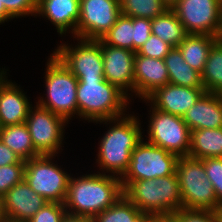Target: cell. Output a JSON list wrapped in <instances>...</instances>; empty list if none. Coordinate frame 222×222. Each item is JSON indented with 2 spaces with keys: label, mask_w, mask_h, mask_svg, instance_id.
Segmentation results:
<instances>
[{
  "label": "cell",
  "mask_w": 222,
  "mask_h": 222,
  "mask_svg": "<svg viewBox=\"0 0 222 222\" xmlns=\"http://www.w3.org/2000/svg\"><path fill=\"white\" fill-rule=\"evenodd\" d=\"M169 83V74L164 59L135 54L134 93L141 100L146 99L157 88Z\"/></svg>",
  "instance_id": "18"
},
{
  "label": "cell",
  "mask_w": 222,
  "mask_h": 222,
  "mask_svg": "<svg viewBox=\"0 0 222 222\" xmlns=\"http://www.w3.org/2000/svg\"><path fill=\"white\" fill-rule=\"evenodd\" d=\"M201 80L206 92L222 89V44L217 40L209 50Z\"/></svg>",
  "instance_id": "26"
},
{
  "label": "cell",
  "mask_w": 222,
  "mask_h": 222,
  "mask_svg": "<svg viewBox=\"0 0 222 222\" xmlns=\"http://www.w3.org/2000/svg\"><path fill=\"white\" fill-rule=\"evenodd\" d=\"M178 159V155L144 141L143 138L132 151L129 168L121 178L123 190L132 181L175 174Z\"/></svg>",
  "instance_id": "7"
},
{
  "label": "cell",
  "mask_w": 222,
  "mask_h": 222,
  "mask_svg": "<svg viewBox=\"0 0 222 222\" xmlns=\"http://www.w3.org/2000/svg\"><path fill=\"white\" fill-rule=\"evenodd\" d=\"M176 174L182 196V208L214 211L219 204L201 159L180 156Z\"/></svg>",
  "instance_id": "6"
},
{
  "label": "cell",
  "mask_w": 222,
  "mask_h": 222,
  "mask_svg": "<svg viewBox=\"0 0 222 222\" xmlns=\"http://www.w3.org/2000/svg\"><path fill=\"white\" fill-rule=\"evenodd\" d=\"M181 222H217L214 211L181 208L175 213Z\"/></svg>",
  "instance_id": "36"
},
{
  "label": "cell",
  "mask_w": 222,
  "mask_h": 222,
  "mask_svg": "<svg viewBox=\"0 0 222 222\" xmlns=\"http://www.w3.org/2000/svg\"><path fill=\"white\" fill-rule=\"evenodd\" d=\"M217 94H218V96L220 97V99L222 101V89L219 92H217Z\"/></svg>",
  "instance_id": "47"
},
{
  "label": "cell",
  "mask_w": 222,
  "mask_h": 222,
  "mask_svg": "<svg viewBox=\"0 0 222 222\" xmlns=\"http://www.w3.org/2000/svg\"><path fill=\"white\" fill-rule=\"evenodd\" d=\"M26 163L0 166V197L2 198L14 185L24 180Z\"/></svg>",
  "instance_id": "30"
},
{
  "label": "cell",
  "mask_w": 222,
  "mask_h": 222,
  "mask_svg": "<svg viewBox=\"0 0 222 222\" xmlns=\"http://www.w3.org/2000/svg\"><path fill=\"white\" fill-rule=\"evenodd\" d=\"M122 15L132 18L154 19L168 8L161 0H119Z\"/></svg>",
  "instance_id": "28"
},
{
  "label": "cell",
  "mask_w": 222,
  "mask_h": 222,
  "mask_svg": "<svg viewBox=\"0 0 222 222\" xmlns=\"http://www.w3.org/2000/svg\"><path fill=\"white\" fill-rule=\"evenodd\" d=\"M123 194L143 213L172 214L182 208L177 174L148 180L132 181Z\"/></svg>",
  "instance_id": "4"
},
{
  "label": "cell",
  "mask_w": 222,
  "mask_h": 222,
  "mask_svg": "<svg viewBox=\"0 0 222 222\" xmlns=\"http://www.w3.org/2000/svg\"><path fill=\"white\" fill-rule=\"evenodd\" d=\"M217 41V37L208 34H188L177 46L184 61L193 69L202 73L209 50Z\"/></svg>",
  "instance_id": "22"
},
{
  "label": "cell",
  "mask_w": 222,
  "mask_h": 222,
  "mask_svg": "<svg viewBox=\"0 0 222 222\" xmlns=\"http://www.w3.org/2000/svg\"><path fill=\"white\" fill-rule=\"evenodd\" d=\"M169 74V83L190 88H204L201 73L191 68L178 47H173L164 58Z\"/></svg>",
  "instance_id": "21"
},
{
  "label": "cell",
  "mask_w": 222,
  "mask_h": 222,
  "mask_svg": "<svg viewBox=\"0 0 222 222\" xmlns=\"http://www.w3.org/2000/svg\"><path fill=\"white\" fill-rule=\"evenodd\" d=\"M173 47L158 36L151 34L149 39L136 52L145 57L164 59Z\"/></svg>",
  "instance_id": "32"
},
{
  "label": "cell",
  "mask_w": 222,
  "mask_h": 222,
  "mask_svg": "<svg viewBox=\"0 0 222 222\" xmlns=\"http://www.w3.org/2000/svg\"><path fill=\"white\" fill-rule=\"evenodd\" d=\"M205 92L204 88H190L168 83L157 88L142 101H145L146 105L150 103L154 108L165 113L183 117Z\"/></svg>",
  "instance_id": "15"
},
{
  "label": "cell",
  "mask_w": 222,
  "mask_h": 222,
  "mask_svg": "<svg viewBox=\"0 0 222 222\" xmlns=\"http://www.w3.org/2000/svg\"><path fill=\"white\" fill-rule=\"evenodd\" d=\"M96 173L70 176L63 203L67 214L94 218L123 195L119 177Z\"/></svg>",
  "instance_id": "2"
},
{
  "label": "cell",
  "mask_w": 222,
  "mask_h": 222,
  "mask_svg": "<svg viewBox=\"0 0 222 222\" xmlns=\"http://www.w3.org/2000/svg\"><path fill=\"white\" fill-rule=\"evenodd\" d=\"M217 40L222 44V19H221V28Z\"/></svg>",
  "instance_id": "45"
},
{
  "label": "cell",
  "mask_w": 222,
  "mask_h": 222,
  "mask_svg": "<svg viewBox=\"0 0 222 222\" xmlns=\"http://www.w3.org/2000/svg\"><path fill=\"white\" fill-rule=\"evenodd\" d=\"M134 38L133 52H137L139 48L149 39L151 32V19L133 18Z\"/></svg>",
  "instance_id": "35"
},
{
  "label": "cell",
  "mask_w": 222,
  "mask_h": 222,
  "mask_svg": "<svg viewBox=\"0 0 222 222\" xmlns=\"http://www.w3.org/2000/svg\"><path fill=\"white\" fill-rule=\"evenodd\" d=\"M155 222H181V220L175 213H172L156 215Z\"/></svg>",
  "instance_id": "39"
},
{
  "label": "cell",
  "mask_w": 222,
  "mask_h": 222,
  "mask_svg": "<svg viewBox=\"0 0 222 222\" xmlns=\"http://www.w3.org/2000/svg\"><path fill=\"white\" fill-rule=\"evenodd\" d=\"M188 34L217 37L221 28V0H179L172 8Z\"/></svg>",
  "instance_id": "12"
},
{
  "label": "cell",
  "mask_w": 222,
  "mask_h": 222,
  "mask_svg": "<svg viewBox=\"0 0 222 222\" xmlns=\"http://www.w3.org/2000/svg\"><path fill=\"white\" fill-rule=\"evenodd\" d=\"M46 97H38L37 103L68 122L75 115L78 118L77 85L79 80L64 63L51 53L45 68Z\"/></svg>",
  "instance_id": "5"
},
{
  "label": "cell",
  "mask_w": 222,
  "mask_h": 222,
  "mask_svg": "<svg viewBox=\"0 0 222 222\" xmlns=\"http://www.w3.org/2000/svg\"><path fill=\"white\" fill-rule=\"evenodd\" d=\"M0 140L23 161H28L40 155L35 150L25 123L1 127Z\"/></svg>",
  "instance_id": "24"
},
{
  "label": "cell",
  "mask_w": 222,
  "mask_h": 222,
  "mask_svg": "<svg viewBox=\"0 0 222 222\" xmlns=\"http://www.w3.org/2000/svg\"><path fill=\"white\" fill-rule=\"evenodd\" d=\"M134 26L133 18L120 15L116 23L101 38V40L110 46L125 48L133 51Z\"/></svg>",
  "instance_id": "27"
},
{
  "label": "cell",
  "mask_w": 222,
  "mask_h": 222,
  "mask_svg": "<svg viewBox=\"0 0 222 222\" xmlns=\"http://www.w3.org/2000/svg\"><path fill=\"white\" fill-rule=\"evenodd\" d=\"M141 211L123 194L112 206L97 214L94 222H132Z\"/></svg>",
  "instance_id": "29"
},
{
  "label": "cell",
  "mask_w": 222,
  "mask_h": 222,
  "mask_svg": "<svg viewBox=\"0 0 222 222\" xmlns=\"http://www.w3.org/2000/svg\"><path fill=\"white\" fill-rule=\"evenodd\" d=\"M38 0H1L6 11L13 18L36 15Z\"/></svg>",
  "instance_id": "34"
},
{
  "label": "cell",
  "mask_w": 222,
  "mask_h": 222,
  "mask_svg": "<svg viewBox=\"0 0 222 222\" xmlns=\"http://www.w3.org/2000/svg\"><path fill=\"white\" fill-rule=\"evenodd\" d=\"M120 15L119 0H80L76 38L100 40Z\"/></svg>",
  "instance_id": "13"
},
{
  "label": "cell",
  "mask_w": 222,
  "mask_h": 222,
  "mask_svg": "<svg viewBox=\"0 0 222 222\" xmlns=\"http://www.w3.org/2000/svg\"><path fill=\"white\" fill-rule=\"evenodd\" d=\"M151 32L172 47H177L188 35L172 9L151 20Z\"/></svg>",
  "instance_id": "25"
},
{
  "label": "cell",
  "mask_w": 222,
  "mask_h": 222,
  "mask_svg": "<svg viewBox=\"0 0 222 222\" xmlns=\"http://www.w3.org/2000/svg\"><path fill=\"white\" fill-rule=\"evenodd\" d=\"M67 214L65 205L57 202H47L27 222H62Z\"/></svg>",
  "instance_id": "33"
},
{
  "label": "cell",
  "mask_w": 222,
  "mask_h": 222,
  "mask_svg": "<svg viewBox=\"0 0 222 222\" xmlns=\"http://www.w3.org/2000/svg\"><path fill=\"white\" fill-rule=\"evenodd\" d=\"M182 118L191 131L221 128L222 101L217 93L205 92Z\"/></svg>",
  "instance_id": "20"
},
{
  "label": "cell",
  "mask_w": 222,
  "mask_h": 222,
  "mask_svg": "<svg viewBox=\"0 0 222 222\" xmlns=\"http://www.w3.org/2000/svg\"><path fill=\"white\" fill-rule=\"evenodd\" d=\"M6 219L3 211V204H2V198L0 197V222H4Z\"/></svg>",
  "instance_id": "44"
},
{
  "label": "cell",
  "mask_w": 222,
  "mask_h": 222,
  "mask_svg": "<svg viewBox=\"0 0 222 222\" xmlns=\"http://www.w3.org/2000/svg\"><path fill=\"white\" fill-rule=\"evenodd\" d=\"M207 178L211 181L218 203H222V157L202 159Z\"/></svg>",
  "instance_id": "31"
},
{
  "label": "cell",
  "mask_w": 222,
  "mask_h": 222,
  "mask_svg": "<svg viewBox=\"0 0 222 222\" xmlns=\"http://www.w3.org/2000/svg\"><path fill=\"white\" fill-rule=\"evenodd\" d=\"M132 222H155V215L141 212Z\"/></svg>",
  "instance_id": "40"
},
{
  "label": "cell",
  "mask_w": 222,
  "mask_h": 222,
  "mask_svg": "<svg viewBox=\"0 0 222 222\" xmlns=\"http://www.w3.org/2000/svg\"><path fill=\"white\" fill-rule=\"evenodd\" d=\"M11 19L13 20L14 18L6 11L3 3H1L0 0V25L7 21H11Z\"/></svg>",
  "instance_id": "41"
},
{
  "label": "cell",
  "mask_w": 222,
  "mask_h": 222,
  "mask_svg": "<svg viewBox=\"0 0 222 222\" xmlns=\"http://www.w3.org/2000/svg\"><path fill=\"white\" fill-rule=\"evenodd\" d=\"M7 69L0 68V126L26 122L32 104L16 82L8 80Z\"/></svg>",
  "instance_id": "16"
},
{
  "label": "cell",
  "mask_w": 222,
  "mask_h": 222,
  "mask_svg": "<svg viewBox=\"0 0 222 222\" xmlns=\"http://www.w3.org/2000/svg\"><path fill=\"white\" fill-rule=\"evenodd\" d=\"M4 222H22V221H14V220H10V219H5Z\"/></svg>",
  "instance_id": "46"
},
{
  "label": "cell",
  "mask_w": 222,
  "mask_h": 222,
  "mask_svg": "<svg viewBox=\"0 0 222 222\" xmlns=\"http://www.w3.org/2000/svg\"><path fill=\"white\" fill-rule=\"evenodd\" d=\"M162 3L168 8V9H172L179 0H161Z\"/></svg>",
  "instance_id": "43"
},
{
  "label": "cell",
  "mask_w": 222,
  "mask_h": 222,
  "mask_svg": "<svg viewBox=\"0 0 222 222\" xmlns=\"http://www.w3.org/2000/svg\"><path fill=\"white\" fill-rule=\"evenodd\" d=\"M217 222H222V203H219L214 209Z\"/></svg>",
  "instance_id": "42"
},
{
  "label": "cell",
  "mask_w": 222,
  "mask_h": 222,
  "mask_svg": "<svg viewBox=\"0 0 222 222\" xmlns=\"http://www.w3.org/2000/svg\"><path fill=\"white\" fill-rule=\"evenodd\" d=\"M48 201L29 186L26 180L14 185L3 197V211L7 219L29 221Z\"/></svg>",
  "instance_id": "17"
},
{
  "label": "cell",
  "mask_w": 222,
  "mask_h": 222,
  "mask_svg": "<svg viewBox=\"0 0 222 222\" xmlns=\"http://www.w3.org/2000/svg\"><path fill=\"white\" fill-rule=\"evenodd\" d=\"M147 142L180 156H188L191 130L181 116L165 113L150 103ZM148 138V139H147Z\"/></svg>",
  "instance_id": "9"
},
{
  "label": "cell",
  "mask_w": 222,
  "mask_h": 222,
  "mask_svg": "<svg viewBox=\"0 0 222 222\" xmlns=\"http://www.w3.org/2000/svg\"><path fill=\"white\" fill-rule=\"evenodd\" d=\"M80 0H38L35 17L41 16L56 27L59 36L71 33L76 38Z\"/></svg>",
  "instance_id": "19"
},
{
  "label": "cell",
  "mask_w": 222,
  "mask_h": 222,
  "mask_svg": "<svg viewBox=\"0 0 222 222\" xmlns=\"http://www.w3.org/2000/svg\"><path fill=\"white\" fill-rule=\"evenodd\" d=\"M99 44L103 53L104 78L121 90L130 100L134 93V58L136 52L110 46L101 39Z\"/></svg>",
  "instance_id": "14"
},
{
  "label": "cell",
  "mask_w": 222,
  "mask_h": 222,
  "mask_svg": "<svg viewBox=\"0 0 222 222\" xmlns=\"http://www.w3.org/2000/svg\"><path fill=\"white\" fill-rule=\"evenodd\" d=\"M127 113L118 118L94 122L109 124V129L99 141L96 154L99 173H109L120 179L129 168L132 151L144 137L139 118Z\"/></svg>",
  "instance_id": "1"
},
{
  "label": "cell",
  "mask_w": 222,
  "mask_h": 222,
  "mask_svg": "<svg viewBox=\"0 0 222 222\" xmlns=\"http://www.w3.org/2000/svg\"><path fill=\"white\" fill-rule=\"evenodd\" d=\"M76 98L79 119L93 123L124 116L132 102L106 79L79 80Z\"/></svg>",
  "instance_id": "3"
},
{
  "label": "cell",
  "mask_w": 222,
  "mask_h": 222,
  "mask_svg": "<svg viewBox=\"0 0 222 222\" xmlns=\"http://www.w3.org/2000/svg\"><path fill=\"white\" fill-rule=\"evenodd\" d=\"M188 156L201 160L222 157V127L192 130Z\"/></svg>",
  "instance_id": "23"
},
{
  "label": "cell",
  "mask_w": 222,
  "mask_h": 222,
  "mask_svg": "<svg viewBox=\"0 0 222 222\" xmlns=\"http://www.w3.org/2000/svg\"><path fill=\"white\" fill-rule=\"evenodd\" d=\"M36 105L29 109L26 126L35 150L40 155H59L63 150L65 127L69 123L63 117ZM59 152V153H58Z\"/></svg>",
  "instance_id": "11"
},
{
  "label": "cell",
  "mask_w": 222,
  "mask_h": 222,
  "mask_svg": "<svg viewBox=\"0 0 222 222\" xmlns=\"http://www.w3.org/2000/svg\"><path fill=\"white\" fill-rule=\"evenodd\" d=\"M56 155H39L26 161L24 180L48 202L63 204L71 174L54 163Z\"/></svg>",
  "instance_id": "8"
},
{
  "label": "cell",
  "mask_w": 222,
  "mask_h": 222,
  "mask_svg": "<svg viewBox=\"0 0 222 222\" xmlns=\"http://www.w3.org/2000/svg\"><path fill=\"white\" fill-rule=\"evenodd\" d=\"M76 39L78 44L62 43L53 53L78 80H104L103 53L99 40Z\"/></svg>",
  "instance_id": "10"
},
{
  "label": "cell",
  "mask_w": 222,
  "mask_h": 222,
  "mask_svg": "<svg viewBox=\"0 0 222 222\" xmlns=\"http://www.w3.org/2000/svg\"><path fill=\"white\" fill-rule=\"evenodd\" d=\"M62 222H94L92 217L66 214Z\"/></svg>",
  "instance_id": "38"
},
{
  "label": "cell",
  "mask_w": 222,
  "mask_h": 222,
  "mask_svg": "<svg viewBox=\"0 0 222 222\" xmlns=\"http://www.w3.org/2000/svg\"><path fill=\"white\" fill-rule=\"evenodd\" d=\"M14 163H26L0 140V166Z\"/></svg>",
  "instance_id": "37"
}]
</instances>
